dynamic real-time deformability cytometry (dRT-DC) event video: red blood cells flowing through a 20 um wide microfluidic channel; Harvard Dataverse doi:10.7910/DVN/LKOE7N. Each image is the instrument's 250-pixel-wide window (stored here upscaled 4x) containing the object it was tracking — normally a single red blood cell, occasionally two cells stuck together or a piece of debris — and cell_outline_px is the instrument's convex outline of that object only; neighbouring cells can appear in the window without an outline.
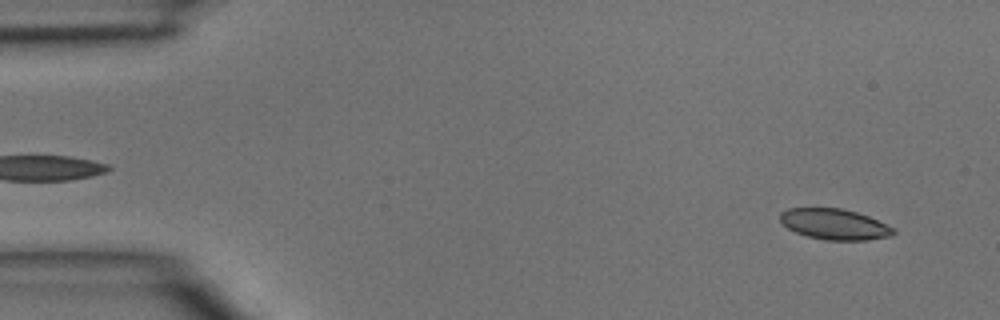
{"species": "common noctule bat (a hibernating species)", "species_latin": "Nyctalus noctula", "temperature_condition": "room temperature", "stored_images_in_passage": 4, "camera_frame_rate_fps": 3000, "um_per_image_px": 0.085, "animal": {"sex": "male", "body_mass_g": 15.6}, "frame": {"image": 1, "passage_image": 4, "time_ms": 1.0, "image_size_px": [1000, 320], "cell_outline_px": [[896, 232], [892, 236], [868, 240], [824, 240], [808, 236], [796, 232], [788, 228], [780, 220], [780, 212], [788, 208], [840, 208], [856, 212], [868, 216], [896, 228]], "centroid_in_image_um": [70.96, 19.06], "position_along_channel_um": 14.0, "area_um2": 20.35}}